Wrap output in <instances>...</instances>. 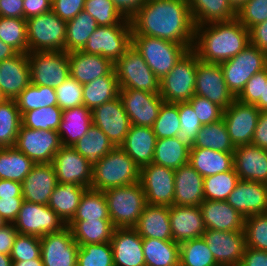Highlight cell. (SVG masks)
<instances>
[{
	"label": "cell",
	"mask_w": 267,
	"mask_h": 266,
	"mask_svg": "<svg viewBox=\"0 0 267 266\" xmlns=\"http://www.w3.org/2000/svg\"><path fill=\"white\" fill-rule=\"evenodd\" d=\"M130 23L132 35L157 37L193 49L195 24L187 0H147Z\"/></svg>",
	"instance_id": "obj_1"
},
{
	"label": "cell",
	"mask_w": 267,
	"mask_h": 266,
	"mask_svg": "<svg viewBox=\"0 0 267 266\" xmlns=\"http://www.w3.org/2000/svg\"><path fill=\"white\" fill-rule=\"evenodd\" d=\"M250 44L249 30L237 19L195 27L193 51L199 60L221 64Z\"/></svg>",
	"instance_id": "obj_2"
},
{
	"label": "cell",
	"mask_w": 267,
	"mask_h": 266,
	"mask_svg": "<svg viewBox=\"0 0 267 266\" xmlns=\"http://www.w3.org/2000/svg\"><path fill=\"white\" fill-rule=\"evenodd\" d=\"M139 166L120 148L115 147L92 164L90 188L105 191L139 182Z\"/></svg>",
	"instance_id": "obj_3"
},
{
	"label": "cell",
	"mask_w": 267,
	"mask_h": 266,
	"mask_svg": "<svg viewBox=\"0 0 267 266\" xmlns=\"http://www.w3.org/2000/svg\"><path fill=\"white\" fill-rule=\"evenodd\" d=\"M103 194L115 228H133L146 205L140 183L111 188L103 191Z\"/></svg>",
	"instance_id": "obj_4"
},
{
	"label": "cell",
	"mask_w": 267,
	"mask_h": 266,
	"mask_svg": "<svg viewBox=\"0 0 267 266\" xmlns=\"http://www.w3.org/2000/svg\"><path fill=\"white\" fill-rule=\"evenodd\" d=\"M131 45L159 80L189 51L185 45L146 35H132Z\"/></svg>",
	"instance_id": "obj_5"
},
{
	"label": "cell",
	"mask_w": 267,
	"mask_h": 266,
	"mask_svg": "<svg viewBox=\"0 0 267 266\" xmlns=\"http://www.w3.org/2000/svg\"><path fill=\"white\" fill-rule=\"evenodd\" d=\"M29 52L65 51L67 22L52 10L26 19Z\"/></svg>",
	"instance_id": "obj_6"
},
{
	"label": "cell",
	"mask_w": 267,
	"mask_h": 266,
	"mask_svg": "<svg viewBox=\"0 0 267 266\" xmlns=\"http://www.w3.org/2000/svg\"><path fill=\"white\" fill-rule=\"evenodd\" d=\"M119 89H138L160 94V80L131 45L114 63Z\"/></svg>",
	"instance_id": "obj_7"
},
{
	"label": "cell",
	"mask_w": 267,
	"mask_h": 266,
	"mask_svg": "<svg viewBox=\"0 0 267 266\" xmlns=\"http://www.w3.org/2000/svg\"><path fill=\"white\" fill-rule=\"evenodd\" d=\"M197 72V54L189 50L173 67L160 79V96L164 102H188L195 95Z\"/></svg>",
	"instance_id": "obj_8"
},
{
	"label": "cell",
	"mask_w": 267,
	"mask_h": 266,
	"mask_svg": "<svg viewBox=\"0 0 267 266\" xmlns=\"http://www.w3.org/2000/svg\"><path fill=\"white\" fill-rule=\"evenodd\" d=\"M228 89L237 97L247 81L267 67V55L249 44L239 54L220 64Z\"/></svg>",
	"instance_id": "obj_9"
},
{
	"label": "cell",
	"mask_w": 267,
	"mask_h": 266,
	"mask_svg": "<svg viewBox=\"0 0 267 266\" xmlns=\"http://www.w3.org/2000/svg\"><path fill=\"white\" fill-rule=\"evenodd\" d=\"M31 83L56 88L70 76L66 51L29 52Z\"/></svg>",
	"instance_id": "obj_10"
},
{
	"label": "cell",
	"mask_w": 267,
	"mask_h": 266,
	"mask_svg": "<svg viewBox=\"0 0 267 266\" xmlns=\"http://www.w3.org/2000/svg\"><path fill=\"white\" fill-rule=\"evenodd\" d=\"M131 37V25L98 26L81 51L101 55L115 63L131 46Z\"/></svg>",
	"instance_id": "obj_11"
},
{
	"label": "cell",
	"mask_w": 267,
	"mask_h": 266,
	"mask_svg": "<svg viewBox=\"0 0 267 266\" xmlns=\"http://www.w3.org/2000/svg\"><path fill=\"white\" fill-rule=\"evenodd\" d=\"M19 234L42 237L61 231L67 225L48 206L24 200L16 220L13 222Z\"/></svg>",
	"instance_id": "obj_12"
},
{
	"label": "cell",
	"mask_w": 267,
	"mask_h": 266,
	"mask_svg": "<svg viewBox=\"0 0 267 266\" xmlns=\"http://www.w3.org/2000/svg\"><path fill=\"white\" fill-rule=\"evenodd\" d=\"M35 164L52 163L62 144L56 130H36L20 126L14 145Z\"/></svg>",
	"instance_id": "obj_13"
},
{
	"label": "cell",
	"mask_w": 267,
	"mask_h": 266,
	"mask_svg": "<svg viewBox=\"0 0 267 266\" xmlns=\"http://www.w3.org/2000/svg\"><path fill=\"white\" fill-rule=\"evenodd\" d=\"M139 183L146 204L172 206L174 199L175 170L154 163L140 168Z\"/></svg>",
	"instance_id": "obj_14"
},
{
	"label": "cell",
	"mask_w": 267,
	"mask_h": 266,
	"mask_svg": "<svg viewBox=\"0 0 267 266\" xmlns=\"http://www.w3.org/2000/svg\"><path fill=\"white\" fill-rule=\"evenodd\" d=\"M195 95L207 98L223 110L236 99L226 85L220 64L203 62L198 55Z\"/></svg>",
	"instance_id": "obj_15"
},
{
	"label": "cell",
	"mask_w": 267,
	"mask_h": 266,
	"mask_svg": "<svg viewBox=\"0 0 267 266\" xmlns=\"http://www.w3.org/2000/svg\"><path fill=\"white\" fill-rule=\"evenodd\" d=\"M260 110L237 99L223 110V121L235 147L251 145Z\"/></svg>",
	"instance_id": "obj_16"
},
{
	"label": "cell",
	"mask_w": 267,
	"mask_h": 266,
	"mask_svg": "<svg viewBox=\"0 0 267 266\" xmlns=\"http://www.w3.org/2000/svg\"><path fill=\"white\" fill-rule=\"evenodd\" d=\"M131 125L153 127L164 102L160 94H152L138 89H119Z\"/></svg>",
	"instance_id": "obj_17"
},
{
	"label": "cell",
	"mask_w": 267,
	"mask_h": 266,
	"mask_svg": "<svg viewBox=\"0 0 267 266\" xmlns=\"http://www.w3.org/2000/svg\"><path fill=\"white\" fill-rule=\"evenodd\" d=\"M202 237L219 266H239L246 249L244 231L206 229Z\"/></svg>",
	"instance_id": "obj_18"
},
{
	"label": "cell",
	"mask_w": 267,
	"mask_h": 266,
	"mask_svg": "<svg viewBox=\"0 0 267 266\" xmlns=\"http://www.w3.org/2000/svg\"><path fill=\"white\" fill-rule=\"evenodd\" d=\"M91 113L92 124L99 127L115 147H119L131 126L121 98L118 96L112 101L99 105Z\"/></svg>",
	"instance_id": "obj_19"
},
{
	"label": "cell",
	"mask_w": 267,
	"mask_h": 266,
	"mask_svg": "<svg viewBox=\"0 0 267 266\" xmlns=\"http://www.w3.org/2000/svg\"><path fill=\"white\" fill-rule=\"evenodd\" d=\"M44 266H77L79 245L68 226L40 237Z\"/></svg>",
	"instance_id": "obj_20"
},
{
	"label": "cell",
	"mask_w": 267,
	"mask_h": 266,
	"mask_svg": "<svg viewBox=\"0 0 267 266\" xmlns=\"http://www.w3.org/2000/svg\"><path fill=\"white\" fill-rule=\"evenodd\" d=\"M58 183H76L90 188L92 164L72 146H62L52 161Z\"/></svg>",
	"instance_id": "obj_21"
},
{
	"label": "cell",
	"mask_w": 267,
	"mask_h": 266,
	"mask_svg": "<svg viewBox=\"0 0 267 266\" xmlns=\"http://www.w3.org/2000/svg\"><path fill=\"white\" fill-rule=\"evenodd\" d=\"M226 201L245 218L267 213V183L239 180Z\"/></svg>",
	"instance_id": "obj_22"
},
{
	"label": "cell",
	"mask_w": 267,
	"mask_h": 266,
	"mask_svg": "<svg viewBox=\"0 0 267 266\" xmlns=\"http://www.w3.org/2000/svg\"><path fill=\"white\" fill-rule=\"evenodd\" d=\"M30 83L27 53H17L0 62V91L5 99L15 100Z\"/></svg>",
	"instance_id": "obj_23"
},
{
	"label": "cell",
	"mask_w": 267,
	"mask_h": 266,
	"mask_svg": "<svg viewBox=\"0 0 267 266\" xmlns=\"http://www.w3.org/2000/svg\"><path fill=\"white\" fill-rule=\"evenodd\" d=\"M57 184L52 163L35 164L21 182L22 196L28 202L47 205Z\"/></svg>",
	"instance_id": "obj_24"
},
{
	"label": "cell",
	"mask_w": 267,
	"mask_h": 266,
	"mask_svg": "<svg viewBox=\"0 0 267 266\" xmlns=\"http://www.w3.org/2000/svg\"><path fill=\"white\" fill-rule=\"evenodd\" d=\"M173 241L181 243L202 237L206 231L200 206H169Z\"/></svg>",
	"instance_id": "obj_25"
},
{
	"label": "cell",
	"mask_w": 267,
	"mask_h": 266,
	"mask_svg": "<svg viewBox=\"0 0 267 266\" xmlns=\"http://www.w3.org/2000/svg\"><path fill=\"white\" fill-rule=\"evenodd\" d=\"M111 247L114 266H145L143 238L134 228H115Z\"/></svg>",
	"instance_id": "obj_26"
},
{
	"label": "cell",
	"mask_w": 267,
	"mask_h": 266,
	"mask_svg": "<svg viewBox=\"0 0 267 266\" xmlns=\"http://www.w3.org/2000/svg\"><path fill=\"white\" fill-rule=\"evenodd\" d=\"M233 161L240 180L267 183V150L252 144L237 146Z\"/></svg>",
	"instance_id": "obj_27"
},
{
	"label": "cell",
	"mask_w": 267,
	"mask_h": 266,
	"mask_svg": "<svg viewBox=\"0 0 267 266\" xmlns=\"http://www.w3.org/2000/svg\"><path fill=\"white\" fill-rule=\"evenodd\" d=\"M199 206L206 229L244 231L245 217L227 201L204 199Z\"/></svg>",
	"instance_id": "obj_28"
},
{
	"label": "cell",
	"mask_w": 267,
	"mask_h": 266,
	"mask_svg": "<svg viewBox=\"0 0 267 266\" xmlns=\"http://www.w3.org/2000/svg\"><path fill=\"white\" fill-rule=\"evenodd\" d=\"M70 76L82 85L112 74L114 63L101 55L87 54L81 50L68 52Z\"/></svg>",
	"instance_id": "obj_29"
},
{
	"label": "cell",
	"mask_w": 267,
	"mask_h": 266,
	"mask_svg": "<svg viewBox=\"0 0 267 266\" xmlns=\"http://www.w3.org/2000/svg\"><path fill=\"white\" fill-rule=\"evenodd\" d=\"M204 178L189 164L175 170L173 205L199 206L204 201Z\"/></svg>",
	"instance_id": "obj_30"
},
{
	"label": "cell",
	"mask_w": 267,
	"mask_h": 266,
	"mask_svg": "<svg viewBox=\"0 0 267 266\" xmlns=\"http://www.w3.org/2000/svg\"><path fill=\"white\" fill-rule=\"evenodd\" d=\"M156 141L153 128L131 125L119 147L141 168L152 163Z\"/></svg>",
	"instance_id": "obj_31"
},
{
	"label": "cell",
	"mask_w": 267,
	"mask_h": 266,
	"mask_svg": "<svg viewBox=\"0 0 267 266\" xmlns=\"http://www.w3.org/2000/svg\"><path fill=\"white\" fill-rule=\"evenodd\" d=\"M133 228L142 238L173 241L169 206L146 204Z\"/></svg>",
	"instance_id": "obj_32"
},
{
	"label": "cell",
	"mask_w": 267,
	"mask_h": 266,
	"mask_svg": "<svg viewBox=\"0 0 267 266\" xmlns=\"http://www.w3.org/2000/svg\"><path fill=\"white\" fill-rule=\"evenodd\" d=\"M92 125V113L85 105L63 110L57 132L62 146H73Z\"/></svg>",
	"instance_id": "obj_33"
},
{
	"label": "cell",
	"mask_w": 267,
	"mask_h": 266,
	"mask_svg": "<svg viewBox=\"0 0 267 266\" xmlns=\"http://www.w3.org/2000/svg\"><path fill=\"white\" fill-rule=\"evenodd\" d=\"M87 189L76 183H58L47 205L67 225L75 216L82 195Z\"/></svg>",
	"instance_id": "obj_34"
},
{
	"label": "cell",
	"mask_w": 267,
	"mask_h": 266,
	"mask_svg": "<svg viewBox=\"0 0 267 266\" xmlns=\"http://www.w3.org/2000/svg\"><path fill=\"white\" fill-rule=\"evenodd\" d=\"M189 164L205 178L231 170L234 167L233 153L193 148L190 150Z\"/></svg>",
	"instance_id": "obj_35"
},
{
	"label": "cell",
	"mask_w": 267,
	"mask_h": 266,
	"mask_svg": "<svg viewBox=\"0 0 267 266\" xmlns=\"http://www.w3.org/2000/svg\"><path fill=\"white\" fill-rule=\"evenodd\" d=\"M195 27L236 19L237 12L228 0H187Z\"/></svg>",
	"instance_id": "obj_36"
},
{
	"label": "cell",
	"mask_w": 267,
	"mask_h": 266,
	"mask_svg": "<svg viewBox=\"0 0 267 266\" xmlns=\"http://www.w3.org/2000/svg\"><path fill=\"white\" fill-rule=\"evenodd\" d=\"M67 226L79 246L111 243L115 230L111 220H71Z\"/></svg>",
	"instance_id": "obj_37"
},
{
	"label": "cell",
	"mask_w": 267,
	"mask_h": 266,
	"mask_svg": "<svg viewBox=\"0 0 267 266\" xmlns=\"http://www.w3.org/2000/svg\"><path fill=\"white\" fill-rule=\"evenodd\" d=\"M145 266H179L180 244L154 238H143Z\"/></svg>",
	"instance_id": "obj_38"
},
{
	"label": "cell",
	"mask_w": 267,
	"mask_h": 266,
	"mask_svg": "<svg viewBox=\"0 0 267 266\" xmlns=\"http://www.w3.org/2000/svg\"><path fill=\"white\" fill-rule=\"evenodd\" d=\"M119 96V85L115 72L94 79L83 85V105L91 111Z\"/></svg>",
	"instance_id": "obj_39"
},
{
	"label": "cell",
	"mask_w": 267,
	"mask_h": 266,
	"mask_svg": "<svg viewBox=\"0 0 267 266\" xmlns=\"http://www.w3.org/2000/svg\"><path fill=\"white\" fill-rule=\"evenodd\" d=\"M190 149L176 137L157 139L152 163L173 170L189 163Z\"/></svg>",
	"instance_id": "obj_40"
},
{
	"label": "cell",
	"mask_w": 267,
	"mask_h": 266,
	"mask_svg": "<svg viewBox=\"0 0 267 266\" xmlns=\"http://www.w3.org/2000/svg\"><path fill=\"white\" fill-rule=\"evenodd\" d=\"M35 163L15 146L0 148V179L22 182Z\"/></svg>",
	"instance_id": "obj_41"
},
{
	"label": "cell",
	"mask_w": 267,
	"mask_h": 266,
	"mask_svg": "<svg viewBox=\"0 0 267 266\" xmlns=\"http://www.w3.org/2000/svg\"><path fill=\"white\" fill-rule=\"evenodd\" d=\"M72 147L91 164L115 148L109 138L94 124L90 126L87 133Z\"/></svg>",
	"instance_id": "obj_42"
},
{
	"label": "cell",
	"mask_w": 267,
	"mask_h": 266,
	"mask_svg": "<svg viewBox=\"0 0 267 266\" xmlns=\"http://www.w3.org/2000/svg\"><path fill=\"white\" fill-rule=\"evenodd\" d=\"M98 27L95 19L84 10L67 22L65 51L82 50L88 38Z\"/></svg>",
	"instance_id": "obj_43"
},
{
	"label": "cell",
	"mask_w": 267,
	"mask_h": 266,
	"mask_svg": "<svg viewBox=\"0 0 267 266\" xmlns=\"http://www.w3.org/2000/svg\"><path fill=\"white\" fill-rule=\"evenodd\" d=\"M194 148H206L221 152L233 153L235 146L229 137L226 125L221 119L218 122L203 125L197 133Z\"/></svg>",
	"instance_id": "obj_44"
},
{
	"label": "cell",
	"mask_w": 267,
	"mask_h": 266,
	"mask_svg": "<svg viewBox=\"0 0 267 266\" xmlns=\"http://www.w3.org/2000/svg\"><path fill=\"white\" fill-rule=\"evenodd\" d=\"M22 124L16 100L5 99L0 103V148L12 147Z\"/></svg>",
	"instance_id": "obj_45"
},
{
	"label": "cell",
	"mask_w": 267,
	"mask_h": 266,
	"mask_svg": "<svg viewBox=\"0 0 267 266\" xmlns=\"http://www.w3.org/2000/svg\"><path fill=\"white\" fill-rule=\"evenodd\" d=\"M15 100L21 116L29 110L57 106V95L54 88L32 83Z\"/></svg>",
	"instance_id": "obj_46"
},
{
	"label": "cell",
	"mask_w": 267,
	"mask_h": 266,
	"mask_svg": "<svg viewBox=\"0 0 267 266\" xmlns=\"http://www.w3.org/2000/svg\"><path fill=\"white\" fill-rule=\"evenodd\" d=\"M72 220H110L103 191L87 189Z\"/></svg>",
	"instance_id": "obj_47"
},
{
	"label": "cell",
	"mask_w": 267,
	"mask_h": 266,
	"mask_svg": "<svg viewBox=\"0 0 267 266\" xmlns=\"http://www.w3.org/2000/svg\"><path fill=\"white\" fill-rule=\"evenodd\" d=\"M179 266H219L203 237L180 243Z\"/></svg>",
	"instance_id": "obj_48"
},
{
	"label": "cell",
	"mask_w": 267,
	"mask_h": 266,
	"mask_svg": "<svg viewBox=\"0 0 267 266\" xmlns=\"http://www.w3.org/2000/svg\"><path fill=\"white\" fill-rule=\"evenodd\" d=\"M234 167L226 172L204 178V199L226 201L239 181Z\"/></svg>",
	"instance_id": "obj_49"
},
{
	"label": "cell",
	"mask_w": 267,
	"mask_h": 266,
	"mask_svg": "<svg viewBox=\"0 0 267 266\" xmlns=\"http://www.w3.org/2000/svg\"><path fill=\"white\" fill-rule=\"evenodd\" d=\"M0 40L18 53H28L26 20L0 16Z\"/></svg>",
	"instance_id": "obj_50"
},
{
	"label": "cell",
	"mask_w": 267,
	"mask_h": 266,
	"mask_svg": "<svg viewBox=\"0 0 267 266\" xmlns=\"http://www.w3.org/2000/svg\"><path fill=\"white\" fill-rule=\"evenodd\" d=\"M84 11L89 13L98 26L131 25L111 0H86Z\"/></svg>",
	"instance_id": "obj_51"
},
{
	"label": "cell",
	"mask_w": 267,
	"mask_h": 266,
	"mask_svg": "<svg viewBox=\"0 0 267 266\" xmlns=\"http://www.w3.org/2000/svg\"><path fill=\"white\" fill-rule=\"evenodd\" d=\"M63 110L58 106H47L29 110L22 115V125L36 130H58Z\"/></svg>",
	"instance_id": "obj_52"
},
{
	"label": "cell",
	"mask_w": 267,
	"mask_h": 266,
	"mask_svg": "<svg viewBox=\"0 0 267 266\" xmlns=\"http://www.w3.org/2000/svg\"><path fill=\"white\" fill-rule=\"evenodd\" d=\"M178 112L180 118V130L176 138L188 149L194 148L197 133L202 128L196 113L188 102H178Z\"/></svg>",
	"instance_id": "obj_53"
},
{
	"label": "cell",
	"mask_w": 267,
	"mask_h": 266,
	"mask_svg": "<svg viewBox=\"0 0 267 266\" xmlns=\"http://www.w3.org/2000/svg\"><path fill=\"white\" fill-rule=\"evenodd\" d=\"M152 128L157 139L176 137L181 128L178 103L163 102Z\"/></svg>",
	"instance_id": "obj_54"
},
{
	"label": "cell",
	"mask_w": 267,
	"mask_h": 266,
	"mask_svg": "<svg viewBox=\"0 0 267 266\" xmlns=\"http://www.w3.org/2000/svg\"><path fill=\"white\" fill-rule=\"evenodd\" d=\"M77 266H114L111 243L79 246Z\"/></svg>",
	"instance_id": "obj_55"
},
{
	"label": "cell",
	"mask_w": 267,
	"mask_h": 266,
	"mask_svg": "<svg viewBox=\"0 0 267 266\" xmlns=\"http://www.w3.org/2000/svg\"><path fill=\"white\" fill-rule=\"evenodd\" d=\"M246 247L267 251V213L245 218Z\"/></svg>",
	"instance_id": "obj_56"
},
{
	"label": "cell",
	"mask_w": 267,
	"mask_h": 266,
	"mask_svg": "<svg viewBox=\"0 0 267 266\" xmlns=\"http://www.w3.org/2000/svg\"><path fill=\"white\" fill-rule=\"evenodd\" d=\"M10 256L13 262L41 258L40 237L18 233Z\"/></svg>",
	"instance_id": "obj_57"
},
{
	"label": "cell",
	"mask_w": 267,
	"mask_h": 266,
	"mask_svg": "<svg viewBox=\"0 0 267 266\" xmlns=\"http://www.w3.org/2000/svg\"><path fill=\"white\" fill-rule=\"evenodd\" d=\"M57 106L62 110L83 105V85L69 76L60 86L55 88Z\"/></svg>",
	"instance_id": "obj_58"
},
{
	"label": "cell",
	"mask_w": 267,
	"mask_h": 266,
	"mask_svg": "<svg viewBox=\"0 0 267 266\" xmlns=\"http://www.w3.org/2000/svg\"><path fill=\"white\" fill-rule=\"evenodd\" d=\"M236 19L248 30L267 21V0H247L237 11Z\"/></svg>",
	"instance_id": "obj_59"
},
{
	"label": "cell",
	"mask_w": 267,
	"mask_h": 266,
	"mask_svg": "<svg viewBox=\"0 0 267 266\" xmlns=\"http://www.w3.org/2000/svg\"><path fill=\"white\" fill-rule=\"evenodd\" d=\"M188 103L192 106L202 125L218 122L223 117V109L207 98L194 95Z\"/></svg>",
	"instance_id": "obj_60"
},
{
	"label": "cell",
	"mask_w": 267,
	"mask_h": 266,
	"mask_svg": "<svg viewBox=\"0 0 267 266\" xmlns=\"http://www.w3.org/2000/svg\"><path fill=\"white\" fill-rule=\"evenodd\" d=\"M263 81H267V67L257 72L247 81L236 99L243 103L255 105L262 97Z\"/></svg>",
	"instance_id": "obj_61"
},
{
	"label": "cell",
	"mask_w": 267,
	"mask_h": 266,
	"mask_svg": "<svg viewBox=\"0 0 267 266\" xmlns=\"http://www.w3.org/2000/svg\"><path fill=\"white\" fill-rule=\"evenodd\" d=\"M86 0H52L51 10L63 21L68 22L84 10Z\"/></svg>",
	"instance_id": "obj_62"
},
{
	"label": "cell",
	"mask_w": 267,
	"mask_h": 266,
	"mask_svg": "<svg viewBox=\"0 0 267 266\" xmlns=\"http://www.w3.org/2000/svg\"><path fill=\"white\" fill-rule=\"evenodd\" d=\"M23 196H0V216L6 223H13L20 211Z\"/></svg>",
	"instance_id": "obj_63"
},
{
	"label": "cell",
	"mask_w": 267,
	"mask_h": 266,
	"mask_svg": "<svg viewBox=\"0 0 267 266\" xmlns=\"http://www.w3.org/2000/svg\"><path fill=\"white\" fill-rule=\"evenodd\" d=\"M52 0H23L24 19L51 11Z\"/></svg>",
	"instance_id": "obj_64"
},
{
	"label": "cell",
	"mask_w": 267,
	"mask_h": 266,
	"mask_svg": "<svg viewBox=\"0 0 267 266\" xmlns=\"http://www.w3.org/2000/svg\"><path fill=\"white\" fill-rule=\"evenodd\" d=\"M17 234L13 223H5L0 228V253L10 255Z\"/></svg>",
	"instance_id": "obj_65"
},
{
	"label": "cell",
	"mask_w": 267,
	"mask_h": 266,
	"mask_svg": "<svg viewBox=\"0 0 267 266\" xmlns=\"http://www.w3.org/2000/svg\"><path fill=\"white\" fill-rule=\"evenodd\" d=\"M251 144L267 150V111H260Z\"/></svg>",
	"instance_id": "obj_66"
},
{
	"label": "cell",
	"mask_w": 267,
	"mask_h": 266,
	"mask_svg": "<svg viewBox=\"0 0 267 266\" xmlns=\"http://www.w3.org/2000/svg\"><path fill=\"white\" fill-rule=\"evenodd\" d=\"M250 44L258 47L267 55V21L253 26L249 30Z\"/></svg>",
	"instance_id": "obj_67"
},
{
	"label": "cell",
	"mask_w": 267,
	"mask_h": 266,
	"mask_svg": "<svg viewBox=\"0 0 267 266\" xmlns=\"http://www.w3.org/2000/svg\"><path fill=\"white\" fill-rule=\"evenodd\" d=\"M0 16L24 19L23 0H0Z\"/></svg>",
	"instance_id": "obj_68"
},
{
	"label": "cell",
	"mask_w": 267,
	"mask_h": 266,
	"mask_svg": "<svg viewBox=\"0 0 267 266\" xmlns=\"http://www.w3.org/2000/svg\"><path fill=\"white\" fill-rule=\"evenodd\" d=\"M239 266H267V251L246 247Z\"/></svg>",
	"instance_id": "obj_69"
},
{
	"label": "cell",
	"mask_w": 267,
	"mask_h": 266,
	"mask_svg": "<svg viewBox=\"0 0 267 266\" xmlns=\"http://www.w3.org/2000/svg\"><path fill=\"white\" fill-rule=\"evenodd\" d=\"M120 13L127 19H130L147 0H111Z\"/></svg>",
	"instance_id": "obj_70"
},
{
	"label": "cell",
	"mask_w": 267,
	"mask_h": 266,
	"mask_svg": "<svg viewBox=\"0 0 267 266\" xmlns=\"http://www.w3.org/2000/svg\"><path fill=\"white\" fill-rule=\"evenodd\" d=\"M0 196H22L21 183L0 179Z\"/></svg>",
	"instance_id": "obj_71"
},
{
	"label": "cell",
	"mask_w": 267,
	"mask_h": 266,
	"mask_svg": "<svg viewBox=\"0 0 267 266\" xmlns=\"http://www.w3.org/2000/svg\"><path fill=\"white\" fill-rule=\"evenodd\" d=\"M18 52L10 45L0 40V62L16 55Z\"/></svg>",
	"instance_id": "obj_72"
},
{
	"label": "cell",
	"mask_w": 267,
	"mask_h": 266,
	"mask_svg": "<svg viewBox=\"0 0 267 266\" xmlns=\"http://www.w3.org/2000/svg\"><path fill=\"white\" fill-rule=\"evenodd\" d=\"M255 106L260 111H267V81H263L262 97Z\"/></svg>",
	"instance_id": "obj_73"
},
{
	"label": "cell",
	"mask_w": 267,
	"mask_h": 266,
	"mask_svg": "<svg viewBox=\"0 0 267 266\" xmlns=\"http://www.w3.org/2000/svg\"><path fill=\"white\" fill-rule=\"evenodd\" d=\"M13 266H44L42 258L13 262Z\"/></svg>",
	"instance_id": "obj_74"
},
{
	"label": "cell",
	"mask_w": 267,
	"mask_h": 266,
	"mask_svg": "<svg viewBox=\"0 0 267 266\" xmlns=\"http://www.w3.org/2000/svg\"><path fill=\"white\" fill-rule=\"evenodd\" d=\"M0 266H13L11 256L0 253Z\"/></svg>",
	"instance_id": "obj_75"
},
{
	"label": "cell",
	"mask_w": 267,
	"mask_h": 266,
	"mask_svg": "<svg viewBox=\"0 0 267 266\" xmlns=\"http://www.w3.org/2000/svg\"><path fill=\"white\" fill-rule=\"evenodd\" d=\"M247 0H228L232 8L237 12Z\"/></svg>",
	"instance_id": "obj_76"
},
{
	"label": "cell",
	"mask_w": 267,
	"mask_h": 266,
	"mask_svg": "<svg viewBox=\"0 0 267 266\" xmlns=\"http://www.w3.org/2000/svg\"><path fill=\"white\" fill-rule=\"evenodd\" d=\"M6 222L1 218L0 216V228L5 224Z\"/></svg>",
	"instance_id": "obj_77"
},
{
	"label": "cell",
	"mask_w": 267,
	"mask_h": 266,
	"mask_svg": "<svg viewBox=\"0 0 267 266\" xmlns=\"http://www.w3.org/2000/svg\"><path fill=\"white\" fill-rule=\"evenodd\" d=\"M5 100V98L3 97L1 91H0V103L3 102Z\"/></svg>",
	"instance_id": "obj_78"
}]
</instances>
